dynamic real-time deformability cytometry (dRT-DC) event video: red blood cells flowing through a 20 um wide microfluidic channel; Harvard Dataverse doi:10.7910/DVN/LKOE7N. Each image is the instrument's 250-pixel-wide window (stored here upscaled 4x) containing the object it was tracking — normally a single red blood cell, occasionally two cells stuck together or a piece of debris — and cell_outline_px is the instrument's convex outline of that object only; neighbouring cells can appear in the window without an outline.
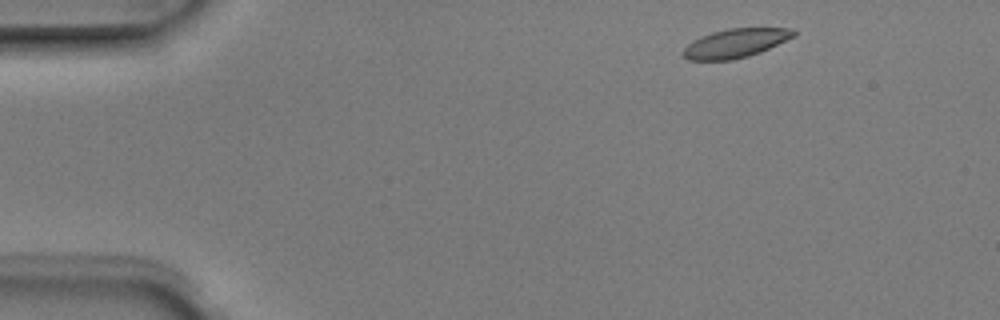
{"species": "Egyptian fruit bat (a non-hibernating species)", "species_latin": "Rousettus aegyptiacus", "temperature_condition": "room temperature", "stored_images_in_passage": 3, "camera_frame_rate_fps": 3000, "um_per_image_px": 0.085, "animal": {"sex": "male"}, "frame": {"image": 1, "passage_image": 1, "time_ms": 0.0, "image_size_px": [1000, 320], "cell_outline_px": [[796, 36], [760, 52], [748, 56], [732, 60], [688, 60], [680, 52], [688, 44], [700, 36], [712, 32], [728, 28], [788, 28], [796, 32]], "centroid_in_image_um": [62.5, 3.67], "position_along_channel_um": 22.5, "area_um2": 18.61}}